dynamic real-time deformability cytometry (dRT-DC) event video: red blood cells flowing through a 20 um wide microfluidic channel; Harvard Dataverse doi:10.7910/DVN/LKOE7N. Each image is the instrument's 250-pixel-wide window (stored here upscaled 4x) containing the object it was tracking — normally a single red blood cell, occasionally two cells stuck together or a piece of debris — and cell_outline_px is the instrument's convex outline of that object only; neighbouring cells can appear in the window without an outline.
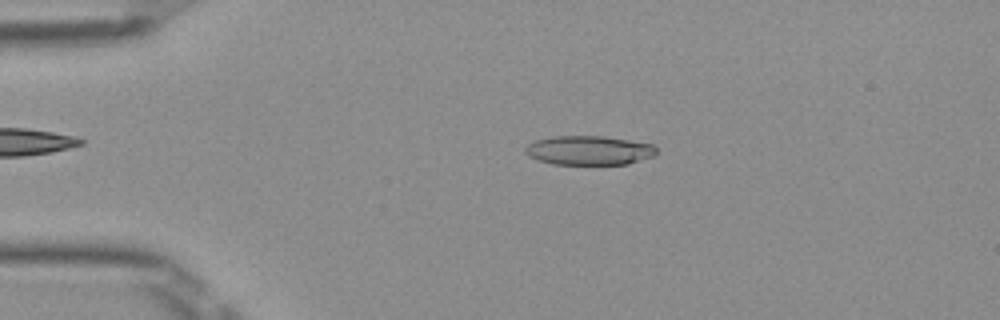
{"species": "Egyptian fruit bat (a non-hibernating species)", "species_latin": "Rousettus aegyptiacus", "temperature_condition": "room temperature", "stored_images_in_passage": 50, "camera_frame_rate_fps": 3000, "um_per_image_px": 0.085, "frame": {"image": 1, "passage_image": 10, "time_ms": 3.0, "image_size_px": [1000, 320], "cell_outline_px": [[656, 152], [652, 156], [628, 164], [552, 164], [536, 160], [528, 156], [524, 152], [524, 148], [532, 140], [556, 136], [604, 136], [652, 144], [656, 148]], "centroid_in_image_um": [49.99, 12.78], "position_along_channel_um": 35.0, "area_um2": 22.37}}
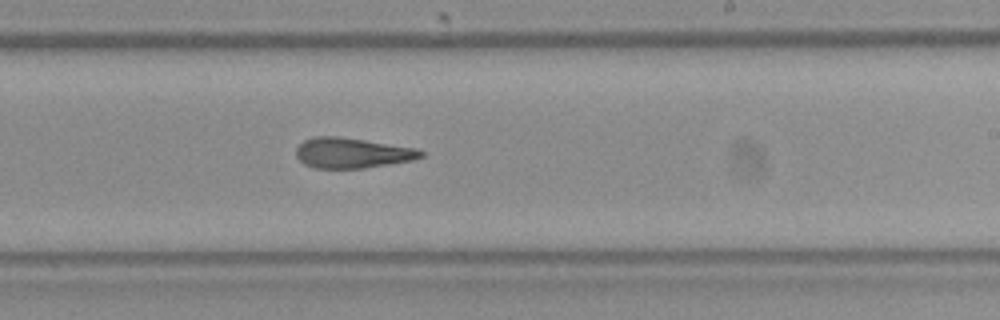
{"frame": {"image": 2, "passage_image": 30, "time_ms": 9.667, "image_size_px": [1000, 320], "cell_outline_px": [[424, 156], [412, 160], [364, 168], [312, 168], [304, 164], [296, 156], [296, 148], [304, 140], [316, 136], [340, 136], [416, 148], [424, 152]], "centroid_in_image_um": [29.91, 13.0], "position_along_channel_um": 259.1, "area_um2": 22.02}}
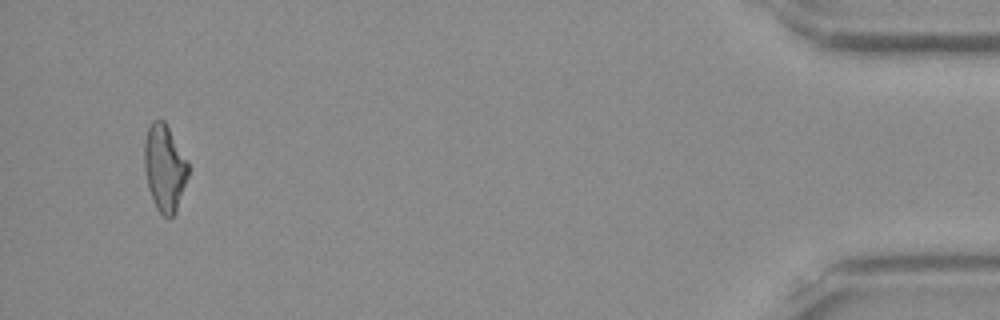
{"frame": {"image": 3, "passage_image": 48, "time_ms": 15.667, "image_size_px": [1000, 320], "cell_outline_px": [[188, 176], [176, 212], [168, 220], [156, 208], [152, 200], [148, 188], [144, 168], [144, 144], [148, 128], [152, 120], [164, 120], [188, 160]], "centroid_in_image_um": [13.99, 14.28], "position_along_channel_um": 421.2, "area_um2": 22.31}, "authors_computed_cell_mechanics": {"area_um2": 22.7154, "velocity_mm_per_s": 3.9888, "shape_relaxation_time_tau1_ms": 5.8572, "shape_relaxation_time_tau2_ms": 2.5972, "deformation_change_tau1": 0.2008, "deformation_change_tau2": 0.1381}}